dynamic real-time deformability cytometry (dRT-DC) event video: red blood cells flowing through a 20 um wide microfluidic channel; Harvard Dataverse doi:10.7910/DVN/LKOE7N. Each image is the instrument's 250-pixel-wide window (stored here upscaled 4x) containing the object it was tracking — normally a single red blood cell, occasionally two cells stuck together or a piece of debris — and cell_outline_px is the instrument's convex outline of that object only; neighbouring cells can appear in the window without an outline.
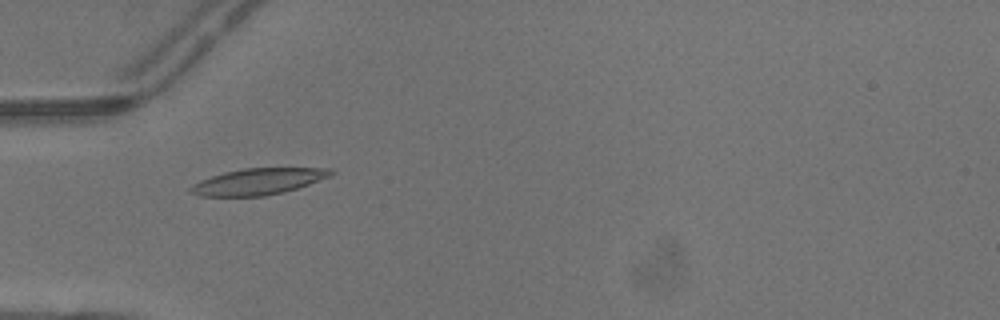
{"species": "common noctule bat (a hibernating species)", "species_latin": "Nyctalus noctula", "temperature_condition": "warm", "stored_images_in_passage": 5, "camera_frame_rate_fps": 3000, "um_per_image_px": 0.085, "animal": {"sex": "male", "body_mass_g": 13.3}, "frame": {"image": 1, "passage_image": 5, "time_ms": 1.333, "image_size_px": [1000, 320], "cell_outline_px": [[336, 172], [332, 176], [284, 192], [264, 196], [200, 196], [188, 192], [188, 188], [192, 184], [200, 180], [224, 172], [244, 168], [332, 168]], "centroid_in_image_um": [21.94, 15.43], "position_along_channel_um": 63.1, "area_um2": 21.62}}